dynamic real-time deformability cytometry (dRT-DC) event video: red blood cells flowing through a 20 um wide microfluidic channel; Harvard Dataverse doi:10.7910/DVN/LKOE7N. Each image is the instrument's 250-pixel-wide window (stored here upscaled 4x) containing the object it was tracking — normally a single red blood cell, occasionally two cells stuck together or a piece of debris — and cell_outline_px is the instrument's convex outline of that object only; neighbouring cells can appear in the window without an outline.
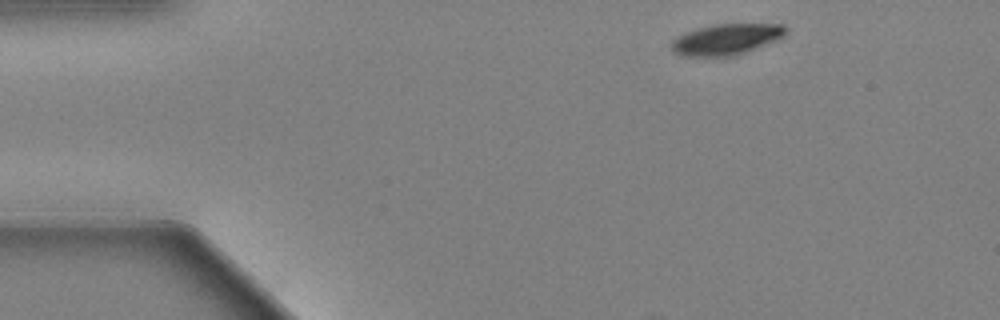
{"species": "Egyptian fruit bat (a non-hibernating species)", "species_latin": "Rousettus aegyptiacus", "temperature_condition": "warm", "stored_images_in_passage": 49, "camera_frame_rate_fps": 3000, "um_per_image_px": 0.085, "animal": {"sex": "female"}, "frame": {"image": 1, "passage_image": 1, "time_ms": 0.0, "image_size_px": [1000, 320], "cell_outline_px": [[784, 32], [780, 36], [772, 40], [744, 52], [732, 56], [684, 56], [676, 52], [672, 48], [672, 40], [676, 36], [696, 28], [716, 24], [784, 24]], "centroid_in_image_um": [61.63, 3.33], "position_along_channel_um": 23.4, "area_um2": 19.88}}
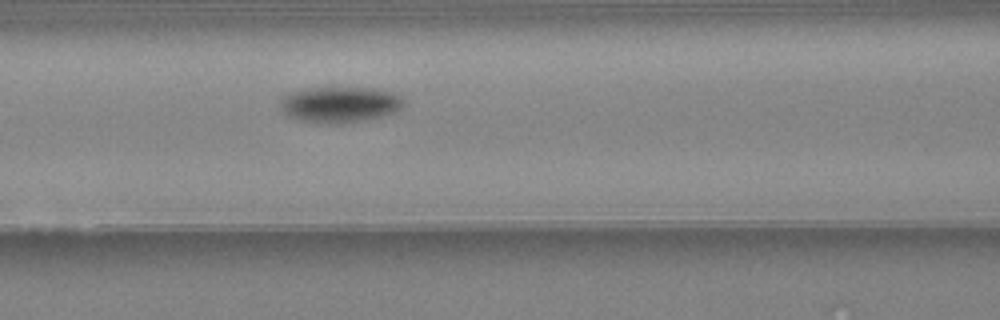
{"frame": {"image": 2, "passage_image": 17, "time_ms": 5.333, "image_size_px": [1000, 320], "cell_outline_px": [[404, 104], [396, 112], [380, 116], [360, 120], [300, 120], [288, 116], [280, 112], [280, 100], [292, 92], [304, 88], [348, 84], [376, 88], [400, 96], [404, 100]], "centroid_in_image_um": [28.88, 8.77], "position_along_channel_um": 137.7, "area_um2": 25.66}}
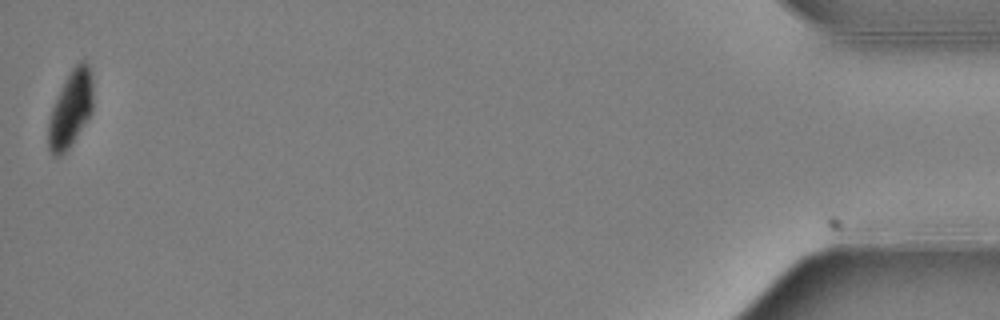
{"frame": {"image": 3, "passage_image": 49, "time_ms": 16.0, "image_size_px": [1000, 320], "cell_outline_px": [[92, 112], [68, 148], [60, 156], [52, 156], [48, 148], [48, 120], [56, 96], [64, 80], [72, 68], [80, 60], [84, 60], [88, 64], [92, 80]], "centroid_in_image_um": [5.98, 9.25], "position_along_channel_um": 429.2, "area_um2": 19.83}, "authors_computed_cell_mechanics": {"area_um2": 23.987, "velocity_mm_per_s": 3.6281, "shape_relaxation_time_tau1_ms": 1.9945, "shape_relaxation_time_tau2_ms": null, "deformation_change_tau1": 0.1476, "deformation_change_tau2": null}}